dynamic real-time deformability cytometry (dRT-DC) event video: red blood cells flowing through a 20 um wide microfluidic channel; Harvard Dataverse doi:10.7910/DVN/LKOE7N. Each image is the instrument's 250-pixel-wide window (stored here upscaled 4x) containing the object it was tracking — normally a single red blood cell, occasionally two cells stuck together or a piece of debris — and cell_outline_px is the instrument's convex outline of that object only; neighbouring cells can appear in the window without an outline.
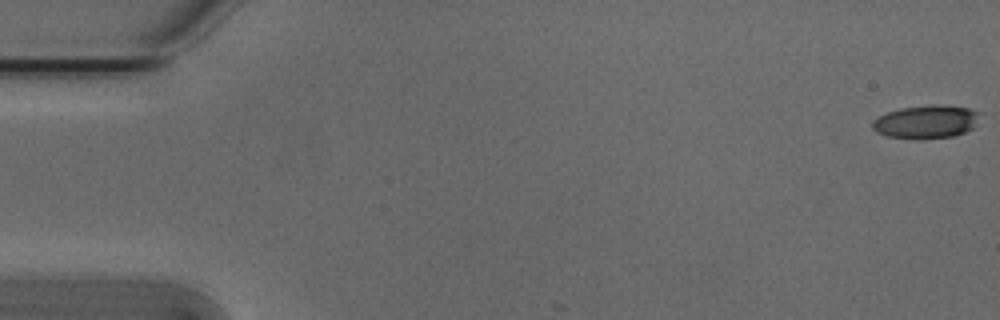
{"species": "Egyptian fruit bat (a non-hibernating species)", "species_latin": "Rousettus aegyptiacus", "temperature_condition": "cold", "stored_images_in_passage": 6, "camera_frame_rate_fps": 3000, "um_per_image_px": 0.085, "animal": {"sex": "male"}, "frame": {"image": 1, "passage_image": 1, "time_ms": 0.0, "image_size_px": [1000, 320], "cell_outline_px": [[980, 112], [972, 128], [964, 132], [952, 136], [920, 140], [888, 136], [876, 132], [872, 128], [872, 120], [888, 112], [900, 108], [932, 104], [944, 104], [968, 108]], "centroid_in_image_um": [78.69, 10.35], "position_along_channel_um": 6.3, "area_um2": 20.87}}